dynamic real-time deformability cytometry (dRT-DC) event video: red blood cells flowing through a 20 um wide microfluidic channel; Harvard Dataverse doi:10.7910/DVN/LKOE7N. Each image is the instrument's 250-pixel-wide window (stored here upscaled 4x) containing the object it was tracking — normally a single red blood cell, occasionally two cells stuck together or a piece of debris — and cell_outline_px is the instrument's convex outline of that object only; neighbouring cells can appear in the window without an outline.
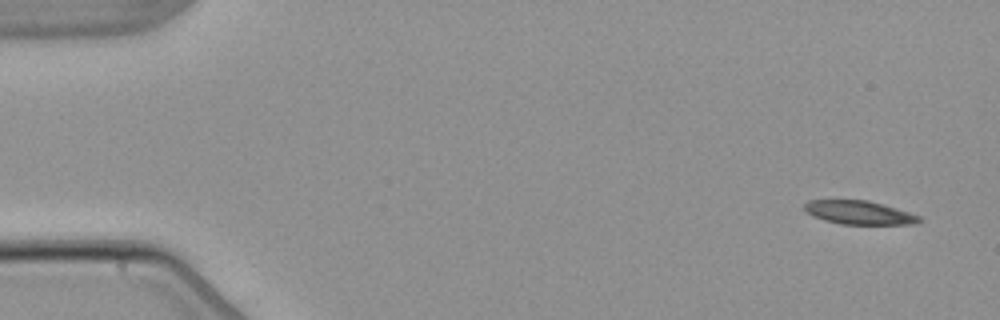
{"species": "common noctule bat (a hibernating species)", "species_latin": "Nyctalus noctula", "temperature_condition": "warm", "stored_images_in_passage": 4, "camera_frame_rate_fps": 3000, "um_per_image_px": 0.085, "animal": {"sex": "male", "body_mass_g": 21.5, "forearm_length_mm": 52.0}, "frame": {"image": 1, "passage_image": 1, "time_ms": 0.0, "image_size_px": [1000, 320], "cell_outline_px": [[924, 220], [916, 224], [840, 224], [824, 220], [812, 216], [804, 212], [804, 204], [808, 200], [868, 200], [896, 208], [920, 216]], "centroid_in_image_um": [73.01, 18.07], "position_along_channel_um": 12.0, "area_um2": 15.9}}
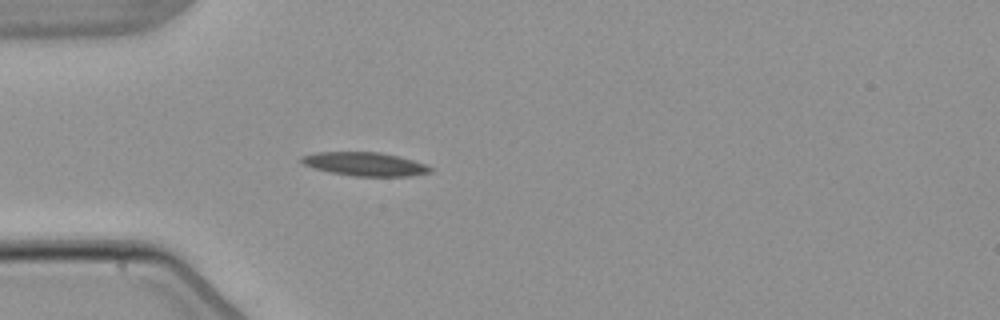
{"frame": {"image": 2, "passage_image": 4, "time_ms": 4.333, "image_size_px": [1000, 320], "cell_outline_px": [[432, 172], [412, 176], [352, 176], [328, 172], [304, 164], [296, 160], [300, 156], [316, 152], [380, 152], [412, 160], [424, 164], [432, 168]], "centroid_in_image_um": [30.96, 13.95], "position_along_channel_um": 54.0, "area_um2": 17.74}}